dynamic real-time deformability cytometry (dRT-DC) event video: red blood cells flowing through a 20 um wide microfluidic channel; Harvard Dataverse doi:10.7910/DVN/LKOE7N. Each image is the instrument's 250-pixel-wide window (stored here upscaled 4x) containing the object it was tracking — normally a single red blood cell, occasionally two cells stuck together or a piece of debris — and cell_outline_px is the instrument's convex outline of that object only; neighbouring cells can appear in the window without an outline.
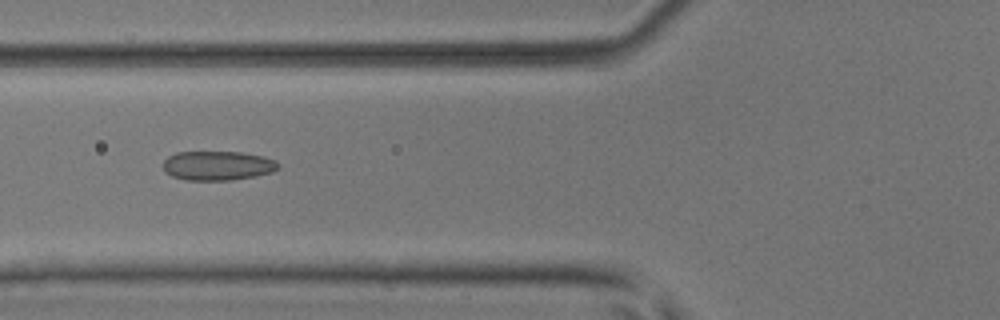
{"species": "common noctule bat (a hibernating species)", "species_latin": "Nyctalus noctula", "temperature_condition": "room temperature", "stored_images_in_passage": 4, "camera_frame_rate_fps": 3000, "um_per_image_px": 0.085, "animal": {"sex": "male", "body_mass_g": 17.9, "forearm_length_mm": 54.2}, "frame": {"image": 1, "passage_image": 4, "time_ms": 1.0, "image_size_px": [1000, 320], "cell_outline_px": [[280, 168], [272, 172], [256, 176], [232, 180], [184, 180], [172, 176], [164, 172], [164, 160], [168, 156], [176, 152], [240, 152], [264, 156], [276, 160], [280, 164]], "centroid_in_image_um": [18.52, 14.08], "position_along_channel_um": 107.3, "area_um2": 19.88}}